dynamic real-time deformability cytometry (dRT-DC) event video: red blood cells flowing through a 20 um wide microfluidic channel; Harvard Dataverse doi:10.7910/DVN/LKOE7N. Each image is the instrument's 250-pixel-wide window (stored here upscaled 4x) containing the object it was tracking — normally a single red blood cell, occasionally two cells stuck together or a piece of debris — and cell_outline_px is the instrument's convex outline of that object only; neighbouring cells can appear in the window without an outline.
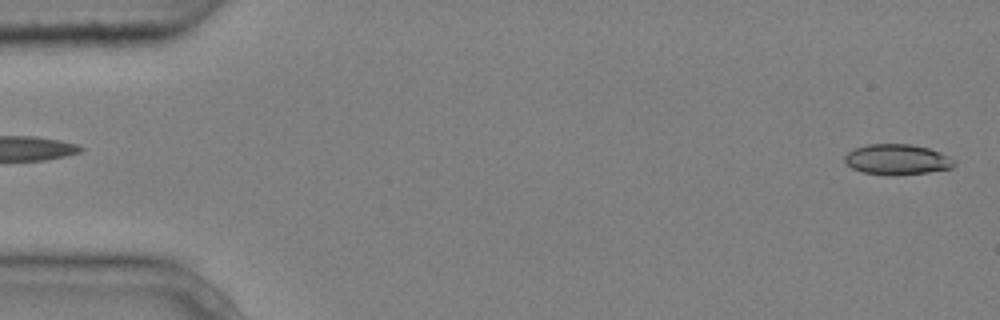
{"species": "common noctule bat (a hibernating species)", "species_latin": "Nyctalus noctula", "temperature_condition": "cold", "stored_images_in_passage": 4, "segment_of_instrument_passage": [2, 2], "camera_frame_rate_fps": 3000, "um_per_image_px": 0.085, "animal": {"sex": "male", "body_mass_g": 20.4}, "frame": {"image": 1, "passage_image": 4, "time_ms": 1.0, "image_size_px": [1000, 320], "cell_outline_px": [[956, 164], [952, 168], [928, 172], [864, 172], [852, 168], [844, 160], [844, 156], [852, 148], [868, 144], [912, 144], [928, 148], [940, 152], [956, 160]], "centroid_in_image_um": [76.27, 13.49], "position_along_channel_um": 8.7, "area_um2": 18.67}}